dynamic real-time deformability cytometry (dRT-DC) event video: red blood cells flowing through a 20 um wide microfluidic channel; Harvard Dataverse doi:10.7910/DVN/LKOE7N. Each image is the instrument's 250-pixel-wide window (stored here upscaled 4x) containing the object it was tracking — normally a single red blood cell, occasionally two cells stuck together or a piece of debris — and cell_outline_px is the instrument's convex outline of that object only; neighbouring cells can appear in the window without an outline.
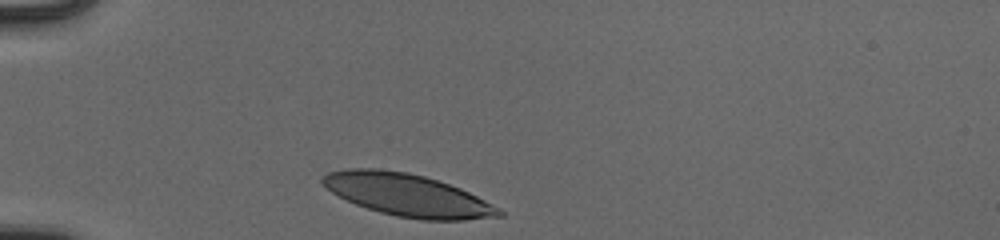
{"species": "human", "species_latin": "Homo sapiens", "temperature_condition": "cold", "stored_images_in_passage": 30, "camera_frame_rate_fps": 3000, "um_per_image_px": 0.085, "donor": {"sex": "male"}, "frame": {"image": 1, "passage_image": 1, "time_ms": 0.0, "image_size_px": [1000, 240], "cell_outline_px": [[504, 216], [464, 220], [420, 220], [396, 216], [380, 212], [356, 204], [332, 192], [320, 180], [320, 176], [328, 172], [348, 168], [380, 168], [408, 172], [424, 176], [460, 188], [500, 208], [504, 212]], "centroid_in_image_um": [34.64, 16.57], "position_along_channel_um": 50.4, "area_um2": 43.41}}
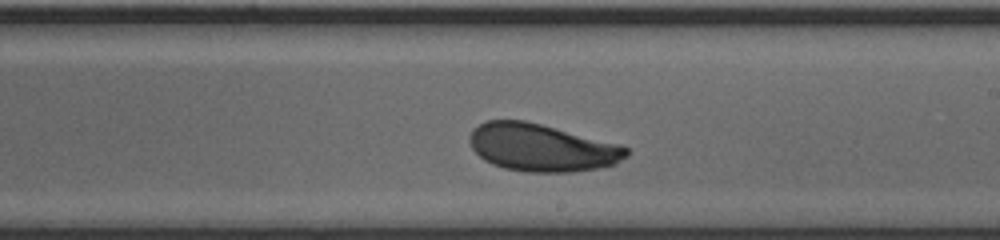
{"frame": {"image": 2, "passage_image": 18, "time_ms": 5.667, "image_size_px": [1000, 240], "cell_outline_px": [[628, 156], [616, 164], [600, 168], [572, 172], [524, 172], [504, 168], [492, 164], [484, 160], [472, 148], [468, 140], [472, 128], [488, 120], [524, 120], [620, 144], [628, 148]], "centroid_in_image_um": [46.04, 12.56], "position_along_channel_um": 243.0, "area_um2": 43.52}}
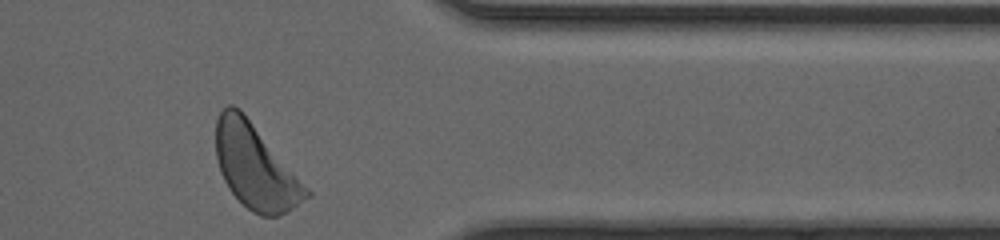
{"frame": {"image": 3, "passage_image": 30, "time_ms": 9.667, "image_size_px": [1000, 240], "cell_outline_px": [[312, 196], [288, 212], [276, 216], [260, 216], [252, 212], [228, 188], [220, 172], [216, 156], [216, 120], [220, 112], [228, 104], [232, 104], [240, 108], [312, 192]], "centroid_in_image_um": [21.72, 14.18], "position_along_channel_um": 389.7, "area_um2": 44.33}, "authors_computed_cell_mechanics": {"area_um2": 43.4656, "velocity_mm_per_s": 3.9052, "shape_relaxation_time_tau1_ms": 3.2118, "shape_relaxation_time_tau2_ms": 9.0538, "deformation_change_tau1": 0.1468, "deformation_change_tau2": 0.1478}}